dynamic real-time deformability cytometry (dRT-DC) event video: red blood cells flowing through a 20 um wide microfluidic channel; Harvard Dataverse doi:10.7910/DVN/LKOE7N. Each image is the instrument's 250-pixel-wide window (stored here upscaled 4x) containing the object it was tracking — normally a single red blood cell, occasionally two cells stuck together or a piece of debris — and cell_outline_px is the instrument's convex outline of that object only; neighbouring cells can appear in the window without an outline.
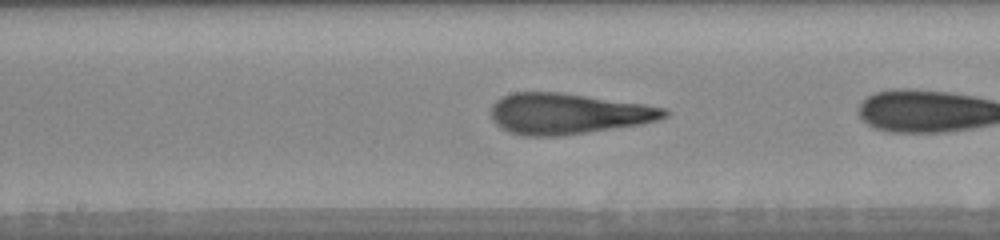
{"species": "human", "species_latin": "Homo sapiens", "temperature_condition": "warm", "stored_images_in_passage": 10, "camera_frame_rate_fps": 3000, "um_per_image_px": 0.085, "donor": {"sex": "female"}, "frame": {"image": 1, "passage_image": 9, "time_ms": 2.667, "image_size_px": [1000, 240], "cell_outline_px": [[668, 116], [656, 120], [640, 124], [560, 136], [528, 136], [508, 132], [496, 124], [492, 120], [492, 104], [500, 96], [512, 92], [560, 92], [644, 104], [668, 108]], "centroid_in_image_um": [48.25, 9.65], "position_along_channel_um": 200.0, "area_um2": 41.21}}